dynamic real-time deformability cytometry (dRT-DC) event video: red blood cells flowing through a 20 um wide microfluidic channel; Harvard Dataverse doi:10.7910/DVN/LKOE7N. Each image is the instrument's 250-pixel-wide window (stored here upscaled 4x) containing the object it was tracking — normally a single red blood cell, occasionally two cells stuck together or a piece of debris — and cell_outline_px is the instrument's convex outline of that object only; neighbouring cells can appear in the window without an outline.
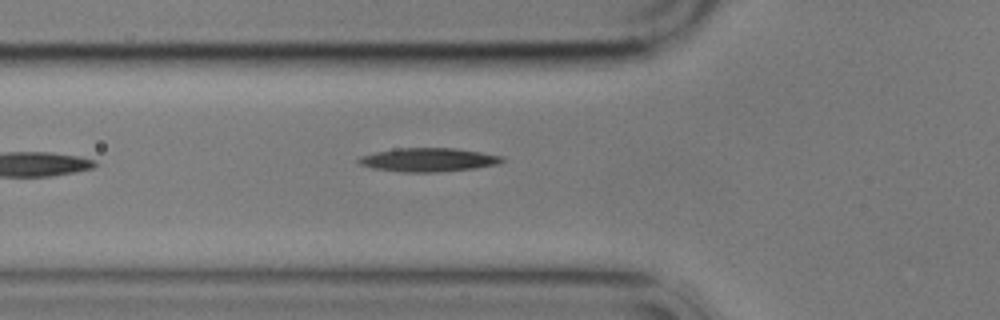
{"species": "common noctule bat (a hibernating species)", "species_latin": "Nyctalus noctula", "temperature_condition": "cold", "stored_images_in_passage": 6, "camera_frame_rate_fps": 3000, "um_per_image_px": 0.085, "animal": {"sex": "male", "body_mass_g": 17.9}, "frame": {"image": 1, "passage_image": 6, "time_ms": 6.0, "image_size_px": [1000, 320], "cell_outline_px": [[504, 160], [500, 164], [476, 168], [436, 172], [404, 172], [372, 168], [360, 164], [356, 160], [360, 156], [376, 152], [396, 148], [456, 148], [504, 156]], "centroid_in_image_um": [36.43, 13.58], "position_along_channel_um": 89.4, "area_um2": 19.83}}